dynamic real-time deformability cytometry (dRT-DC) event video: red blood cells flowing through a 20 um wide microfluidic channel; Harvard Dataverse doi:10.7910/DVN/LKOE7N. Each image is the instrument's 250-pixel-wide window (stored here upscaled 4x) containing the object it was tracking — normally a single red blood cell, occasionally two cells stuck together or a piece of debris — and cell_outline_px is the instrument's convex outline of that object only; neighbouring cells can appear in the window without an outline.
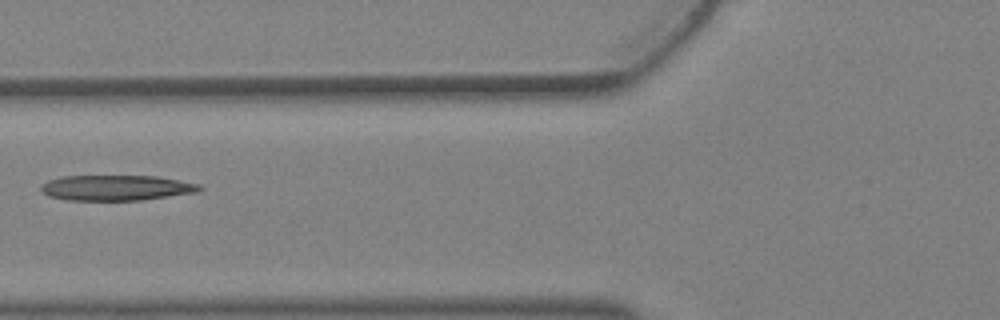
{"species": "Egyptian fruit bat (a non-hibernating species)", "species_latin": "Rousettus aegyptiacus", "temperature_condition": "warm", "stored_images_in_passage": 3, "camera_frame_rate_fps": 3000, "um_per_image_px": 0.085, "animal": {"sex": "female"}, "frame": {"image": 1, "passage_image": 3, "time_ms": 0.667, "image_size_px": [1000, 320], "cell_outline_px": [[204, 188], [200, 192], [140, 200], [68, 200], [48, 196], [40, 188], [48, 180], [64, 176], [156, 176], [200, 184]], "centroid_in_image_um": [9.94, 15.96], "position_along_channel_um": 115.9, "area_um2": 23.41}}